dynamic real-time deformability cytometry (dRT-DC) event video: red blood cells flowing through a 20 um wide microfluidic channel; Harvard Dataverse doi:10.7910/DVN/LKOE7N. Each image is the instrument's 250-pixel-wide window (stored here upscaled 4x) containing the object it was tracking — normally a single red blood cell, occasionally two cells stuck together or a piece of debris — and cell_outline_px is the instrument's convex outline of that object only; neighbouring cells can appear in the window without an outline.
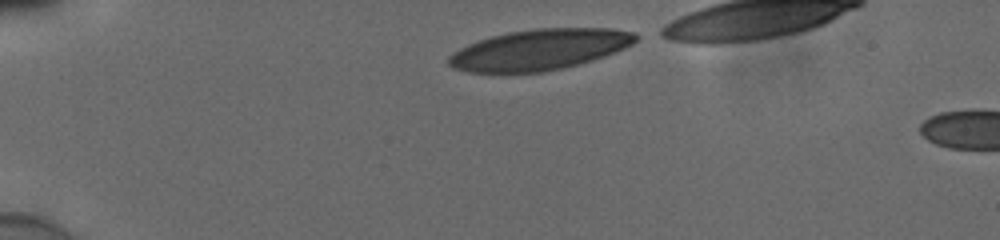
{"species": "human", "species_latin": "Homo sapiens", "temperature_condition": "cold", "stored_images_in_passage": 34, "camera_frame_rate_fps": 3000, "um_per_image_px": 0.085, "donor": {"sex": "male"}, "frame": {"image": 1, "passage_image": 1, "time_ms": 0.0, "image_size_px": [1000, 240], "cell_outline_px": [[640, 36], [632, 44], [624, 48], [604, 56], [592, 60], [564, 68], [540, 72], [468, 72], [452, 68], [448, 64], [448, 56], [460, 48], [468, 44], [492, 36], [508, 32], [536, 28], [608, 28], [632, 32]], "centroid_in_image_um": [45.85, 4.21], "position_along_channel_um": 39.2, "area_um2": 44.22}}
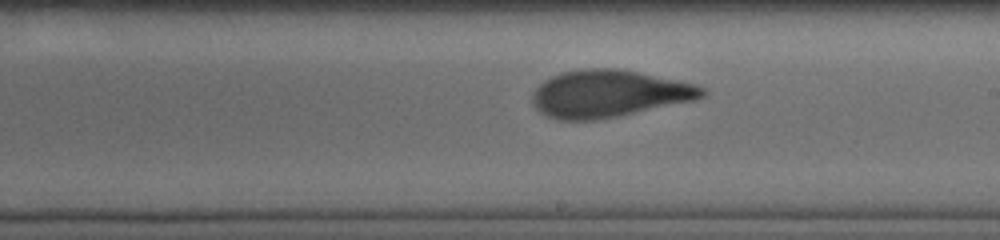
{"frame": {"image": 2, "passage_image": 21, "time_ms": 6.667, "image_size_px": [1000, 240], "cell_outline_px": [[708, 92], [704, 96], [696, 100], [596, 120], [560, 120], [548, 116], [540, 112], [532, 104], [532, 92], [544, 80], [552, 76], [564, 72], [584, 68], [620, 68], [696, 84], [704, 88]], "centroid_in_image_um": [51.75, 7.95], "position_along_channel_um": 237.2, "area_um2": 46.64}}
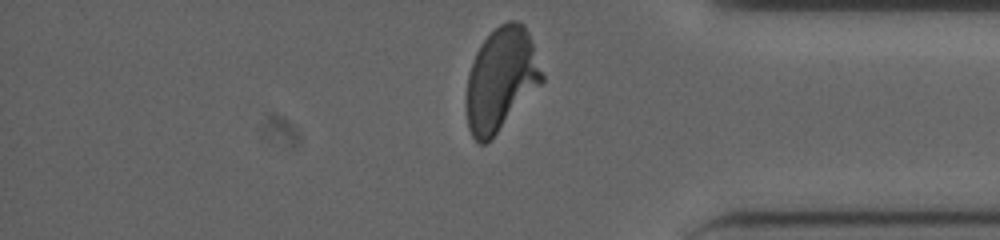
{"frame": {"image": 3, "passage_image": 34, "time_ms": 11.0, "image_size_px": [1000, 240], "cell_outline_px": [[544, 80], [496, 132], [484, 144], [480, 144], [472, 136], [468, 128], [464, 104], [464, 100], [468, 72], [472, 60], [480, 44], [500, 24], [508, 20], [516, 20], [524, 24], [528, 32], [544, 76]], "centroid_in_image_um": [42.53, 6.72], "position_along_channel_um": 392.7, "area_um2": 45.08}, "authors_computed_cell_mechanics": {"area_um2": 46.4423, "velocity_mm_per_s": 3.8603, "shape_relaxation_time_tau1_ms": 5.036, "shape_relaxation_time_tau2_ms": 1.0058, "deformation_change_tau1": 0.2213, "deformation_change_tau2": 0.0796}}